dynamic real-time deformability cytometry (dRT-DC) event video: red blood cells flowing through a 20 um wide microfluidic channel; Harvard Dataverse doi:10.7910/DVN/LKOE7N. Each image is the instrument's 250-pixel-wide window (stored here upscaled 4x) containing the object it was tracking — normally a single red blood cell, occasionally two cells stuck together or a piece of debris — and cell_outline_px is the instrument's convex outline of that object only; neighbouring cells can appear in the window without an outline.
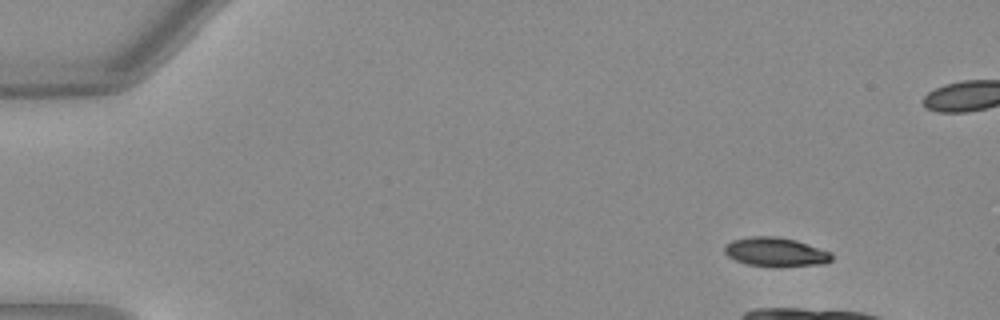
{"species": "Egyptian fruit bat (a non-hibernating species)", "species_latin": "Rousettus aegyptiacus", "temperature_condition": "warm", "stored_images_in_passage": 10, "camera_frame_rate_fps": 3000, "um_per_image_px": 0.085, "animal": {"sex": "female"}, "frame": {"image": 1, "passage_image": 1, "time_ms": 0.0, "image_size_px": [1000, 320], "cell_outline_px": [[832, 260], [824, 264], [776, 268], [744, 264], [728, 256], [724, 252], [724, 244], [732, 240], [752, 236], [776, 236], [796, 240], [832, 252]], "centroid_in_image_um": [65.93, 21.44], "position_along_channel_um": 19.1, "area_um2": 18.61}}